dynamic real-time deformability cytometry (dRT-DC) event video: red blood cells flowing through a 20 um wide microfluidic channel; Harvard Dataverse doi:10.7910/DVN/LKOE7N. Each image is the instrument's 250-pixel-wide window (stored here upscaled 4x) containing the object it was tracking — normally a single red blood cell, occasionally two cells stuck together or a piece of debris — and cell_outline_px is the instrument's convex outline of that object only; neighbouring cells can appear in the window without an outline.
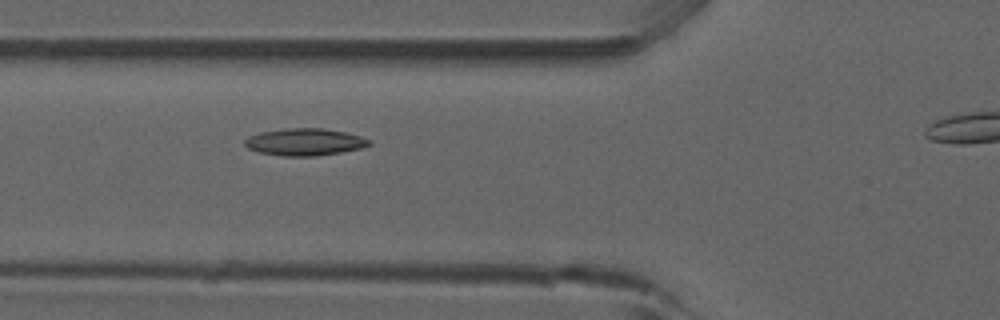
{"species": "common noctule bat (a hibernating species)", "species_latin": "Nyctalus noctula", "temperature_condition": "room temperature", "stored_images_in_passage": 39, "camera_frame_rate_fps": 3000, "um_per_image_px": 0.085, "animal": {"sex": "male", "forearm_length_mm": 52.5}, "frame": {"image": 1, "passage_image": 12, "time_ms": 3.667, "image_size_px": [1000, 320], "cell_outline_px": [[372, 144], [360, 148], [340, 152], [316, 156], [284, 156], [260, 152], [248, 148], [244, 144], [244, 140], [248, 136], [260, 132], [288, 128], [324, 128], [344, 132], [360, 136], [372, 140]], "centroid_in_image_um": [25.9, 12.06], "position_along_channel_um": 99.9, "area_um2": 19.59}}